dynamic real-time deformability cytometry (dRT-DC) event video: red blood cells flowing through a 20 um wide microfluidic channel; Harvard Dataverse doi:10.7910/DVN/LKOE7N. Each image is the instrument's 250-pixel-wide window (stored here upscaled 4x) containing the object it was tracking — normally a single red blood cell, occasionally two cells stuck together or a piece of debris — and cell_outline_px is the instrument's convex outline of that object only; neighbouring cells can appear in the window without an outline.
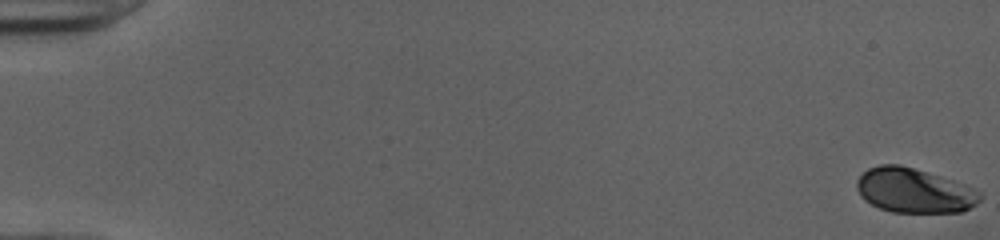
{"species": "human", "species_latin": "Homo sapiens", "temperature_condition": "cold", "stored_images_in_passage": 53, "camera_frame_rate_fps": 3000, "um_per_image_px": 0.085, "donor": {"sex": "female"}, "frame": {"image": 1, "passage_image": 1, "time_ms": 0.0, "image_size_px": [1000, 240], "cell_outline_px": [[980, 200], [976, 204], [960, 212], [892, 212], [880, 208], [864, 200], [860, 196], [856, 188], [856, 180], [868, 168], [880, 164], [900, 164], [940, 176], [952, 180], [972, 188], [980, 192]], "centroid_in_image_um": [77.65, 16.19], "position_along_channel_um": 7.4, "area_um2": 31.79}}
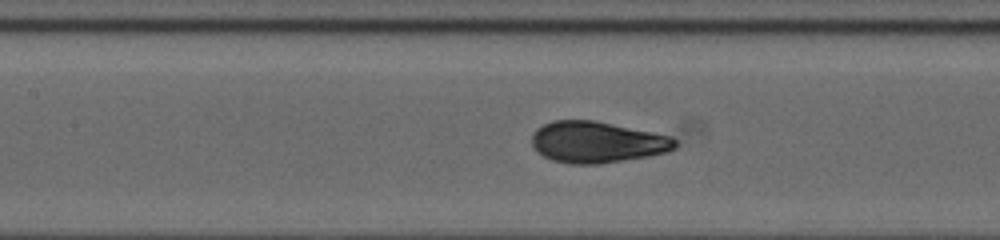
{"frame": {"image": 2, "passage_image": 26, "time_ms": 8.333, "image_size_px": [1000, 240], "cell_outline_px": [[676, 148], [668, 152], [648, 156], [600, 164], [572, 164], [552, 160], [536, 152], [532, 144], [532, 136], [536, 128], [552, 120], [596, 120], [672, 136], [676, 140]], "centroid_in_image_um": [50.75, 12.08], "position_along_channel_um": 156.7, "area_um2": 34.74}}
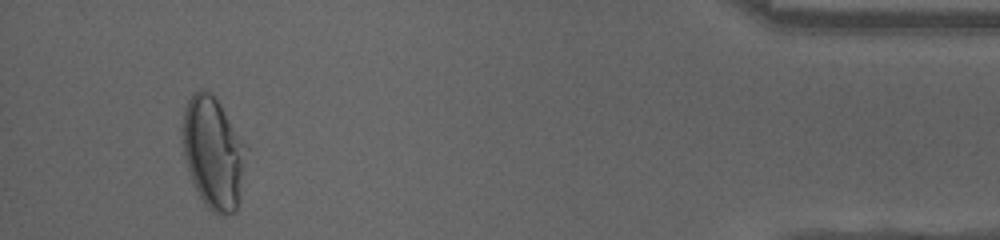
{"frame": {"image": 3, "passage_image": 50, "time_ms": 16.333, "image_size_px": [1000, 240], "cell_outline_px": [[248, 148], [240, 200], [236, 212], [224, 216], [220, 216], [212, 212], [204, 204], [192, 180], [184, 156], [184, 108], [192, 92], [200, 88], [212, 92], [248, 144]], "centroid_in_image_um": [18.19, 12.99], "position_along_channel_um": 417.0, "area_um2": 42.08}, "authors_computed_cell_mechanics": {"area_um2": 34.391, "velocity_mm_per_s": 4.0024, "shape_relaxation_time_tau1_ms": 3.3001, "shape_relaxation_time_tau2_ms": null, "deformation_change_tau1": 0.1611, "deformation_change_tau2": null}}